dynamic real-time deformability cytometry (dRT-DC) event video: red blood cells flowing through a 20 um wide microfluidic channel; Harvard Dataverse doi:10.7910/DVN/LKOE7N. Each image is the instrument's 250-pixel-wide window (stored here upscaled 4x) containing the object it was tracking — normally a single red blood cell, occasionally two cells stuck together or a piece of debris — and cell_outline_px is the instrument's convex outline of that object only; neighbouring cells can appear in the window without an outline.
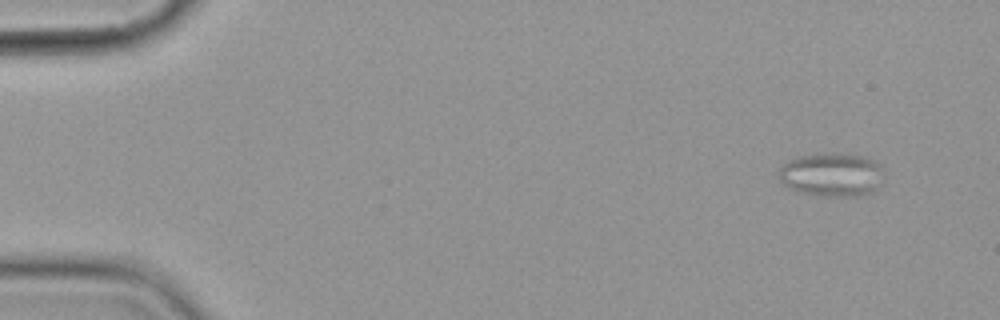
{"species": "common noctule bat (a hibernating species)", "species_latin": "Nyctalus noctula", "temperature_condition": "cold", "stored_images_in_passage": 9, "camera_frame_rate_fps": 3000, "um_per_image_px": 0.085, "animal": {"sex": "female", "body_mass_g": 19.9}, "frame": {"image": 1, "passage_image": 2, "time_ms": 1.0, "image_size_px": [1000, 320], "cell_outline_px": [[884, 172], [880, 184], [872, 192], [856, 196], [824, 196], [796, 192], [788, 188], [780, 180], [780, 168], [788, 160], [796, 156], [864, 156], [876, 160], [880, 164]], "centroid_in_image_um": [70.72, 14.9], "position_along_channel_um": 14.3, "area_um2": 26.13}}
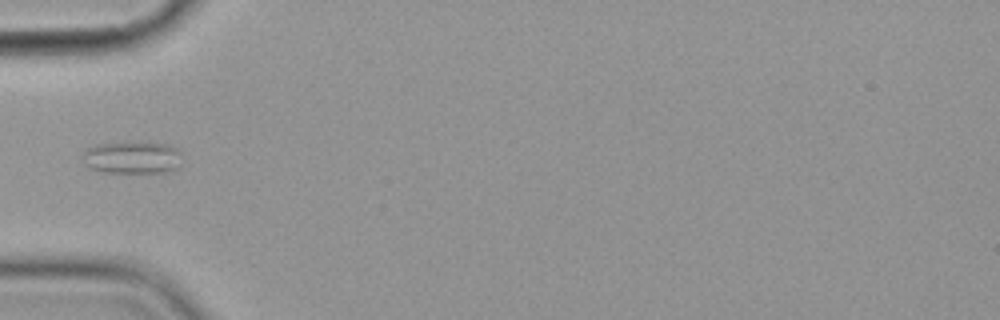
{"frame": {"image": 2, "passage_image": 6, "time_ms": 6.0, "image_size_px": [1000, 320], "cell_outline_px": [[180, 164], [176, 168], [168, 172], [104, 172], [92, 168], [88, 164], [84, 152], [88, 148], [96, 144], [168, 144], [176, 148], [180, 152]], "centroid_in_image_um": [11.31, 13.41], "position_along_channel_um": 73.7, "area_um2": 17.8}}
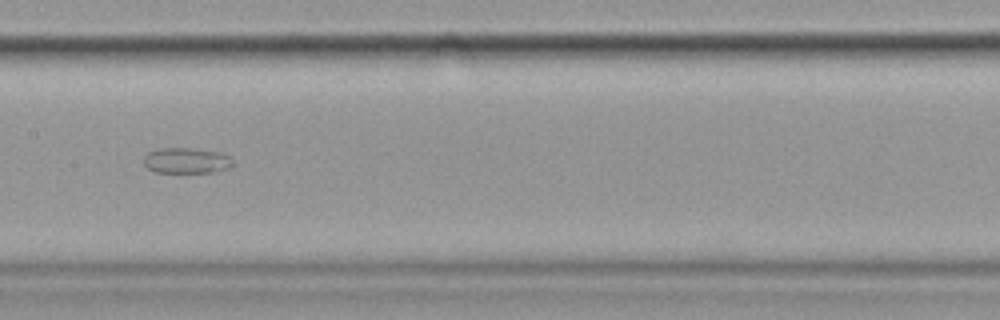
{"frame": {"image": 3, "passage_image": 9, "time_ms": 9.333, "image_size_px": [1000, 320], "cell_outline_px": [[232, 164], [228, 168], [216, 172], [156, 172], [148, 168], [144, 164], [144, 156], [148, 152], [160, 148], [192, 148], [220, 152], [228, 156], [232, 160]], "centroid_in_image_um": [15.84, 13.64], "position_along_channel_um": 191.6, "area_um2": 13.24}}